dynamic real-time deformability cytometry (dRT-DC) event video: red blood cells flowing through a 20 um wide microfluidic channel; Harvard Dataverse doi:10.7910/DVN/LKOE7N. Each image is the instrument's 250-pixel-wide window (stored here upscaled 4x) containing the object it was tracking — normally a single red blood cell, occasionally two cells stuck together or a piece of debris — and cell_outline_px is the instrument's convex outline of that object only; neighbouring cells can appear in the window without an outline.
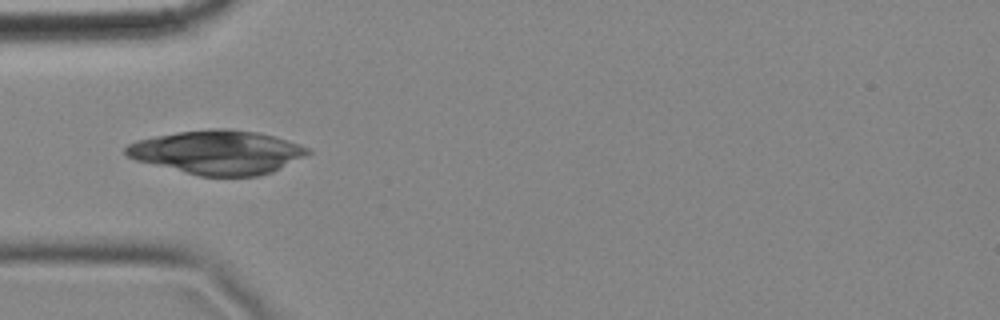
{"species": "common noctule bat (a hibernating species)", "species_latin": "Nyctalus noctula", "temperature_condition": "cold", "stored_images_in_passage": 13, "camera_frame_rate_fps": 3000, "um_per_image_px": 0.085, "animal": {"sex": "female", "body_mass_g": 18.4}, "frame": {"image": 1, "passage_image": 3, "time_ms": 0.667, "image_size_px": [1000, 320], "cell_outline_px": [[312, 152], [272, 172], [256, 176], [200, 176], [136, 160], [128, 156], [124, 152], [124, 148], [128, 144], [136, 140], [176, 132], [208, 128], [228, 128], [256, 132], [272, 136], [300, 144], [308, 148]], "centroid_in_image_um": [18.47, 12.93], "position_along_channel_um": 66.5, "area_um2": 46.24}}
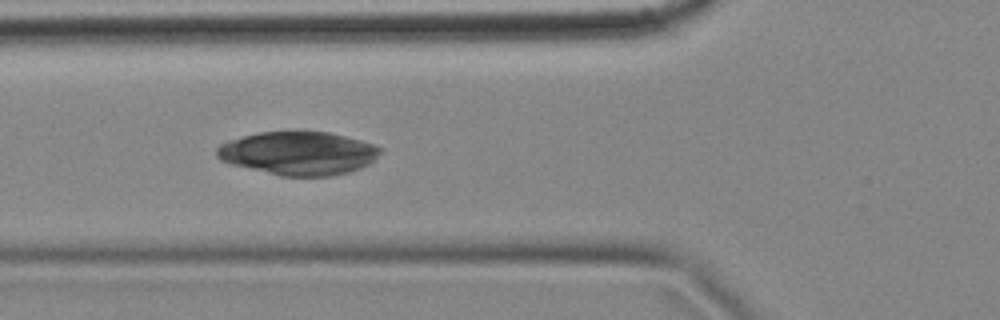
{"frame": {"image": 2, "passage_image": 4, "time_ms": 1.0, "image_size_px": [1000, 320], "cell_outline_px": [[384, 148], [368, 164], [360, 168], [348, 172], [332, 176], [280, 176], [232, 164], [220, 160], [216, 156], [216, 148], [220, 144], [228, 140], [260, 132], [300, 128], [328, 132], [360, 140]], "centroid_in_image_um": [25.34, 12.99], "position_along_channel_um": 100.5, "area_um2": 42.02}}
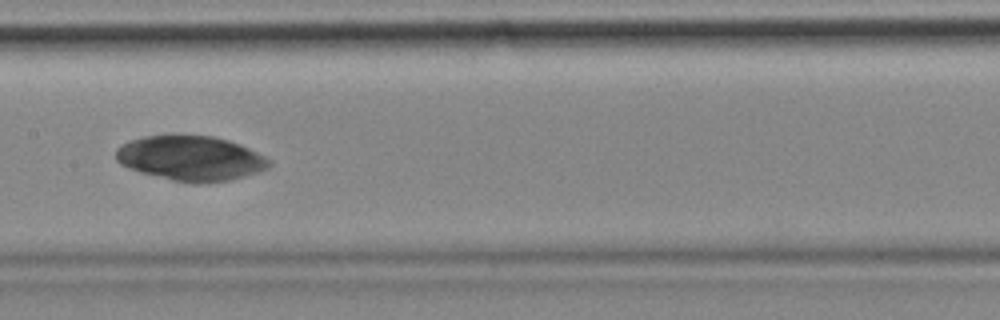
{"frame": {"image": 3, "passage_image": 6, "time_ms": 1.667, "image_size_px": [1000, 320], "cell_outline_px": [[272, 164], [268, 168], [260, 172], [228, 180], [200, 184], [192, 184], [172, 180], [140, 172], [128, 168], [120, 164], [116, 160], [116, 148], [120, 144], [128, 140], [144, 136], [172, 132], [212, 136], [228, 140], [248, 148], [272, 160]], "centroid_in_image_um": [16.17, 13.42], "position_along_channel_um": 191.2, "area_um2": 41.1}}